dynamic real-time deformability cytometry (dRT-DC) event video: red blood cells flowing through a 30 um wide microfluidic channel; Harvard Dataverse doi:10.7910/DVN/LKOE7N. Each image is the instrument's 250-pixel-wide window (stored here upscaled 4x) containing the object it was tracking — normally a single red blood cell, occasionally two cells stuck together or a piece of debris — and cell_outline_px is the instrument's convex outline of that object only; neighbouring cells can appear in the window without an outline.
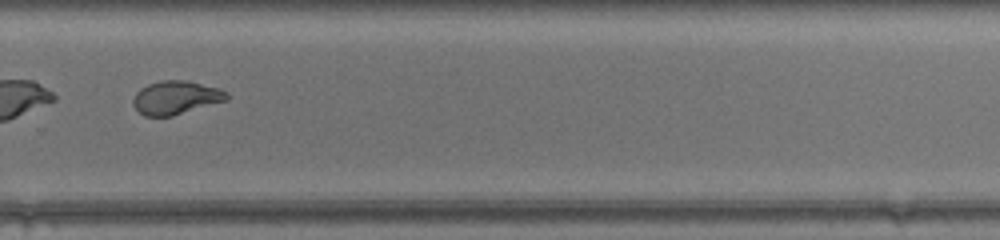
{"species": "common noctule bat (a hibernating species)", "species_latin": "Nyctalus noctula", "temperature_condition": "warm", "stored_images_in_passage": 48, "segment_of_instrument_passage": [2, 2], "camera_frame_rate_fps": 3000, "um_per_image_px": 0.085, "animal": {"sex": "female", "body_mass_g": 17.0, "forearm_length_mm": 48.0}, "frame": {"image": 1, "passage_image": 35, "time_ms": 11.333, "image_size_px": [1000, 240], "cell_outline_px": [[228, 100], [172, 116], [144, 116], [132, 104], [132, 100], [136, 92], [140, 88], [148, 84], [160, 80], [188, 80], [220, 88], [228, 92]], "centroid_in_image_um": [14.96, 8.28], "position_along_channel_um": 314.8, "area_um2": 18.44}}